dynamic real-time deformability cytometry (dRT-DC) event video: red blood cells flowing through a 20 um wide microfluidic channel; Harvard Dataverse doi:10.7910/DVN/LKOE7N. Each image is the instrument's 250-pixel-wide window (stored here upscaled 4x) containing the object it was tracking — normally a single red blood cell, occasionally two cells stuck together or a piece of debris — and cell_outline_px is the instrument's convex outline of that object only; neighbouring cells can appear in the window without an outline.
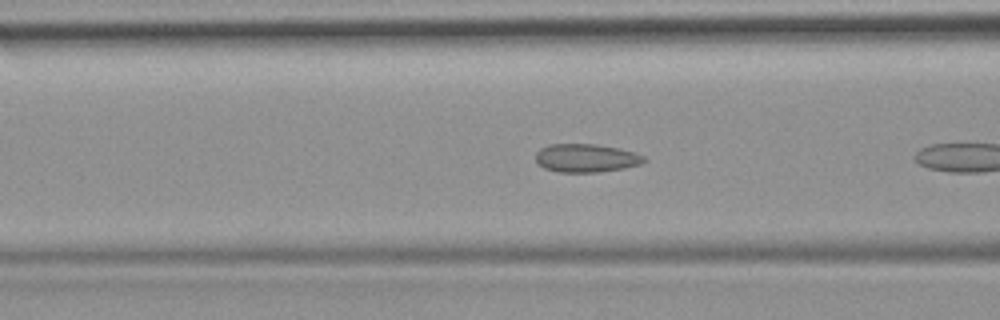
{"species": "common noctule bat (a hibernating species)", "species_latin": "Nyctalus noctula", "temperature_condition": "room temperature", "stored_images_in_passage": 6, "camera_frame_rate_fps": 3000, "um_per_image_px": 0.085, "animal": {"sex": "female", "body_mass_g": 19.9}, "frame": {"image": 1, "passage_image": 5, "time_ms": 1.333, "image_size_px": [1000, 320], "cell_outline_px": [[648, 160], [640, 164], [624, 168], [596, 172], [560, 172], [544, 168], [536, 160], [536, 152], [540, 148], [548, 144], [596, 144], [620, 148], [636, 152], [644, 156]], "centroid_in_image_um": [49.84, 13.42], "position_along_channel_um": 116.8, "area_um2": 17.98}}